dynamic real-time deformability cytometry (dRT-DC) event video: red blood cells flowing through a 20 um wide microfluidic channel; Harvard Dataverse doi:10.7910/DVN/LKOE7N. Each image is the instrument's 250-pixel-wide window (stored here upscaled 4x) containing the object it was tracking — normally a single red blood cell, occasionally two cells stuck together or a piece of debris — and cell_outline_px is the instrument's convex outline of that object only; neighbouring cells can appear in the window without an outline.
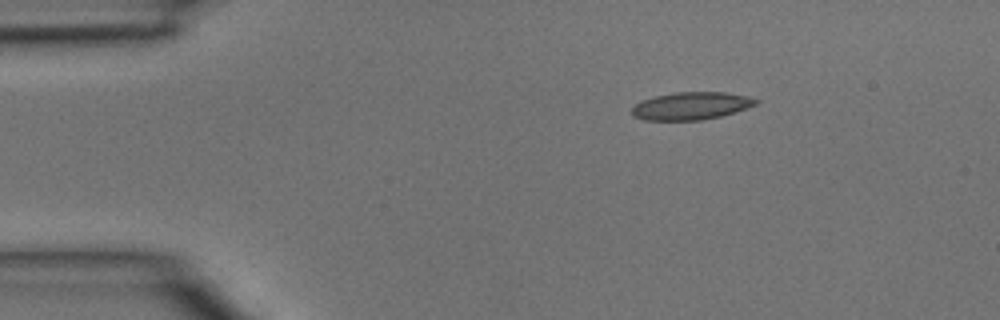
{"species": "common noctule bat (a hibernating species)", "species_latin": "Nyctalus noctula", "temperature_condition": "room temperature", "stored_images_in_passage": 3, "camera_frame_rate_fps": 3000, "um_per_image_px": 0.085, "animal": {"sex": "male", "body_mass_g": 15.6}, "frame": {"image": 1, "passage_image": 1, "time_ms": 0.0, "image_size_px": [1000, 320], "cell_outline_px": [[760, 100], [756, 104], [720, 116], [700, 120], [644, 120], [632, 116], [632, 108], [636, 104], [644, 100], [656, 96], [676, 92], [724, 92], [744, 96]], "centroid_in_image_um": [58.7, 9.0], "position_along_channel_um": 26.3, "area_um2": 19.54}}
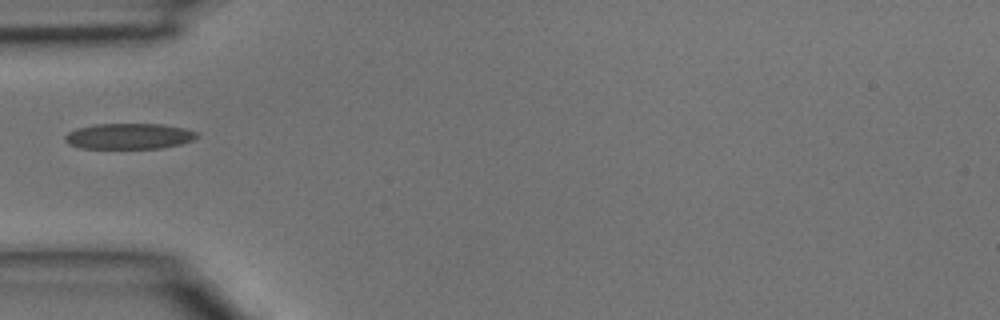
{"frame": {"image": 2, "passage_image": 3, "time_ms": 0.667, "image_size_px": [1000, 320], "cell_outline_px": [[200, 136], [192, 140], [180, 144], [160, 148], [80, 148], [68, 144], [64, 140], [64, 136], [68, 132], [76, 128], [96, 124], [164, 124], [184, 128], [196, 132]], "centroid_in_image_um": [10.95, 11.57], "position_along_channel_um": 74.1, "area_um2": 19.83}}